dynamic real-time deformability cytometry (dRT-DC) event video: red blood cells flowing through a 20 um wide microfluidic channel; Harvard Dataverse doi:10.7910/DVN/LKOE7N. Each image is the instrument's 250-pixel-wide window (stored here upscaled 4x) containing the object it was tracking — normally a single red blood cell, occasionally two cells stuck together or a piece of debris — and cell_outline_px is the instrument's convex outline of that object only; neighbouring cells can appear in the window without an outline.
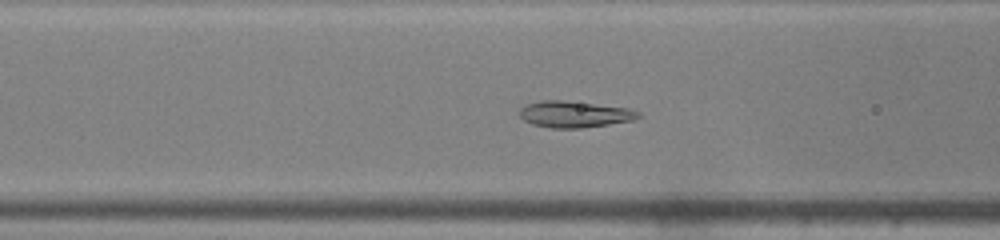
{"species": "common noctule bat (a hibernating species)", "species_latin": "Nyctalus noctula", "temperature_condition": "warm", "stored_images_in_passage": 33, "camera_frame_rate_fps": 3000, "um_per_image_px": 0.085, "animal": {"sex": "male", "body_mass_g": 19.0, "forearm_length_mm": 50.8}, "frame": {"image": 1, "passage_image": 5, "time_ms": 1.333, "image_size_px": [1000, 240], "cell_outline_px": [[640, 116], [632, 120], [608, 124], [580, 128], [552, 128], [532, 124], [524, 120], [520, 116], [520, 108], [524, 104], [540, 100], [564, 100], [628, 108], [640, 112]], "centroid_in_image_um": [48.78, 9.7], "position_along_channel_um": 117.8, "area_um2": 18.21}}
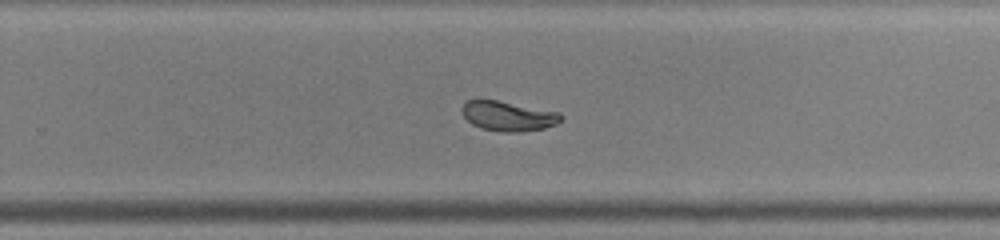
{"frame": {"image": 2, "passage_image": 17, "time_ms": 5.333, "image_size_px": [1000, 240], "cell_outline_px": [[564, 120], [556, 124], [544, 128], [520, 132], [504, 132], [484, 128], [472, 124], [464, 116], [460, 108], [468, 100], [496, 100], [560, 112], [564, 116]], "centroid_in_image_um": [43.25, 9.86], "position_along_channel_um": 286.6, "area_um2": 17.11}}
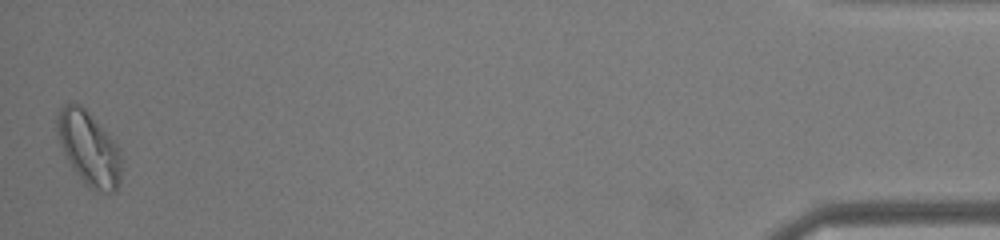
{"frame": {"image": 3, "passage_image": 33, "time_ms": 10.667, "image_size_px": [1000, 240], "cell_outline_px": [[120, 184], [112, 192], [96, 192], [84, 184], [76, 172], [64, 152], [56, 132], [56, 112], [64, 104], [80, 104], [88, 112], [116, 144], [120, 152]], "centroid_in_image_um": [7.53, 12.62], "position_along_channel_um": 427.7, "area_um2": 27.22}, "authors_computed_cell_mechanics": {"area_um2": 18.207, "velocity_mm_per_s": 4.2266, "shape_relaxation_time_tau1_ms": 6.9921, "shape_relaxation_time_tau2_ms": null, "deformation_change_tau1": 0.1904, "deformation_change_tau2": null}}